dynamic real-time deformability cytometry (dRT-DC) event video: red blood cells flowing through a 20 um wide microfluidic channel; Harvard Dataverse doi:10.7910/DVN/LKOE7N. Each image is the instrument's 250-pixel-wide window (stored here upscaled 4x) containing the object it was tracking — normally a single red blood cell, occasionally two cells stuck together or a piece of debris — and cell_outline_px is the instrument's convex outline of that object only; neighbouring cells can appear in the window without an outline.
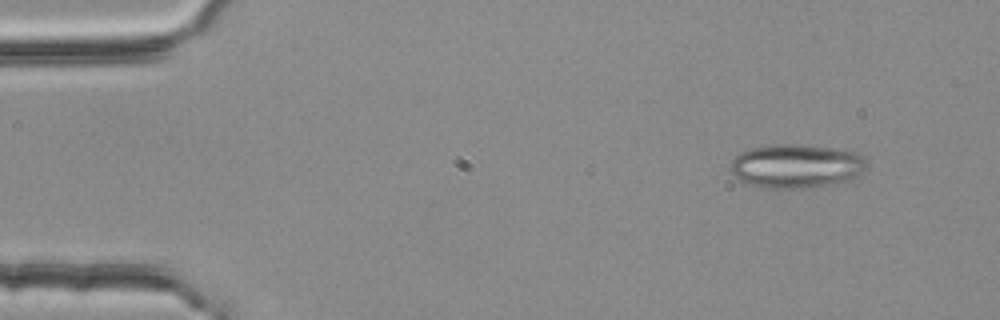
{"species": "common noctule bat (a hibernating species)", "species_latin": "Nyctalus noctula", "temperature_condition": "room temperature", "stored_images_in_passage": 4, "camera_frame_rate_fps": 3000, "um_per_image_px": 0.085, "animal": {"sex": "female", "body_mass_g": 25.1}, "frame": {"image": 1, "passage_image": 1, "time_ms": 0.0, "image_size_px": [1000, 320], "cell_outline_px": [[864, 168], [852, 180], [828, 184], [796, 188], [772, 188], [748, 184], [740, 180], [732, 172], [732, 160], [740, 152], [748, 148], [776, 144], [800, 144], [856, 152], [864, 156]], "centroid_in_image_um": [67.65, 14.1], "position_along_channel_um": 17.3, "area_um2": 34.22}}